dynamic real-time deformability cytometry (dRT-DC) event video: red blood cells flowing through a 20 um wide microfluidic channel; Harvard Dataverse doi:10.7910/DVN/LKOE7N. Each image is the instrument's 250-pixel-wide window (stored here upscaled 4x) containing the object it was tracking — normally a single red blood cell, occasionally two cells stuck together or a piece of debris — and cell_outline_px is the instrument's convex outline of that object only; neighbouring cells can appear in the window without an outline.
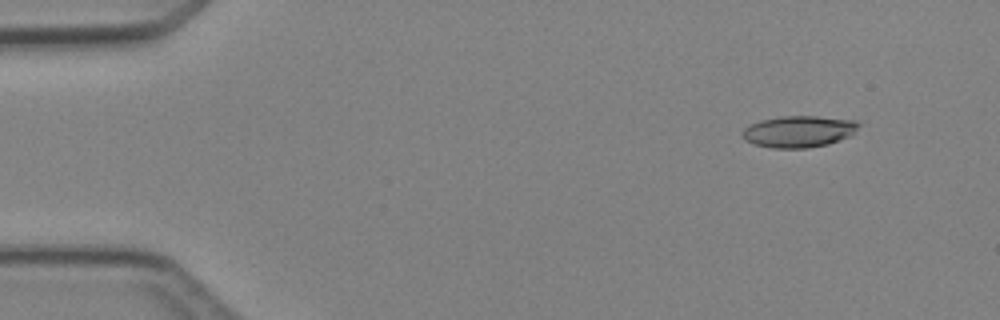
{"species": "Egyptian fruit bat (a non-hibernating species)", "species_latin": "Rousettus aegyptiacus", "temperature_condition": "cold", "stored_images_in_passage": 5, "camera_frame_rate_fps": 3000, "um_per_image_px": 0.085, "animal": {"sex": "female"}, "frame": {"image": 1, "passage_image": 2, "time_ms": 1.333, "image_size_px": [1000, 320], "cell_outline_px": [[864, 124], [852, 136], [828, 144], [808, 148], [772, 148], [756, 144], [744, 140], [740, 132], [744, 128], [760, 120], [780, 116], [816, 116], [856, 120]], "centroid_in_image_um": [67.96, 11.17], "position_along_channel_um": 17.0, "area_um2": 21.79}}
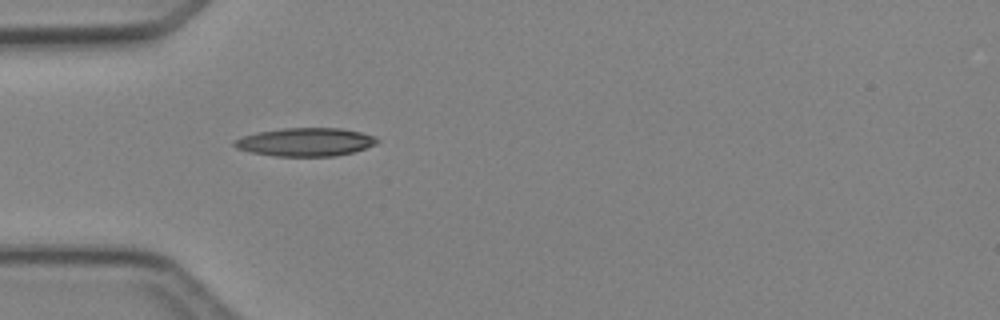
{"frame": {"image": 2, "passage_image": 5, "time_ms": 4.667, "image_size_px": [1000, 320], "cell_outline_px": [[380, 140], [376, 144], [352, 152], [336, 156], [276, 156], [252, 152], [236, 148], [232, 144], [232, 140], [244, 136], [260, 132], [284, 128], [340, 128], [360, 132], [376, 136]], "centroid_in_image_um": [25.98, 12.07], "position_along_channel_um": 59.0, "area_um2": 23.41}}